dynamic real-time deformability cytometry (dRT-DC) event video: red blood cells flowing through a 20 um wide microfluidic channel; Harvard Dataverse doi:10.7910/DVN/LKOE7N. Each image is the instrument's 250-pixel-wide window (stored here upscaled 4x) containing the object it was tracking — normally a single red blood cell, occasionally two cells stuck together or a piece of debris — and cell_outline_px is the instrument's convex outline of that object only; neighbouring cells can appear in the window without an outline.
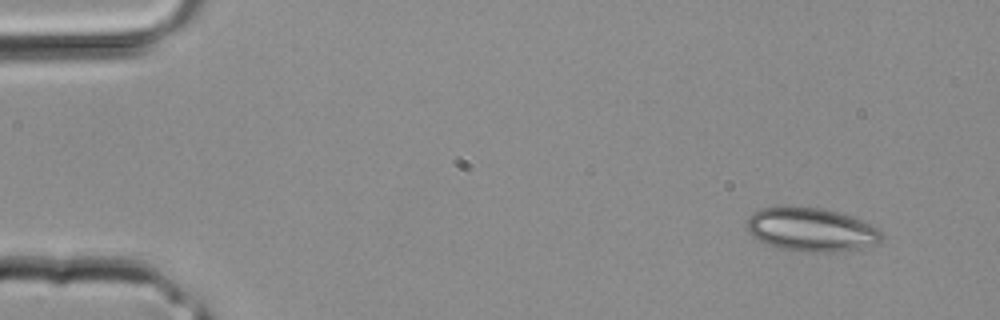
{"species": "common noctule bat (a hibernating species)", "species_latin": "Nyctalus noctula", "temperature_condition": "room temperature", "stored_images_in_passage": 3, "camera_frame_rate_fps": 3000, "um_per_image_px": 0.085, "animal": {"sex": "male", "body_mass_g": 20.4}, "frame": {"image": 1, "passage_image": 1, "time_ms": 0.0, "image_size_px": [1000, 320], "cell_outline_px": [[884, 236], [876, 244], [860, 248], [840, 252], [816, 252], [776, 248], [764, 244], [756, 240], [748, 232], [748, 216], [752, 212], [760, 208], [820, 208], [836, 212], [860, 220], [876, 228]], "centroid_in_image_um": [68.91, 19.55], "position_along_channel_um": 16.1, "area_um2": 33.81}}